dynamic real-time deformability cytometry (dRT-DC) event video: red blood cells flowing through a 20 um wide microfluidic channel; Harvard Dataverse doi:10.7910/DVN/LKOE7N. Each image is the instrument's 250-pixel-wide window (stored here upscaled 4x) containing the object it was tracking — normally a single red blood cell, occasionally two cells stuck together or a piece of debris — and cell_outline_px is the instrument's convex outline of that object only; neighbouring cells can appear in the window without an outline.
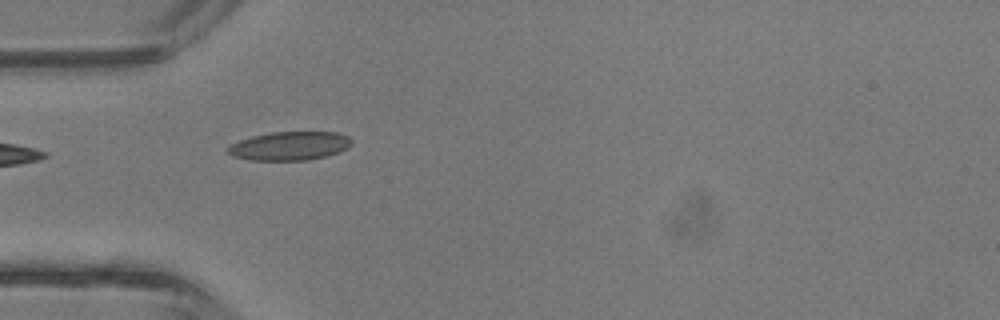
{"species": "common noctule bat (a hibernating species)", "species_latin": "Nyctalus noctula", "temperature_condition": "room temperature", "stored_images_in_passage": 10, "camera_frame_rate_fps": 3000, "um_per_image_px": 0.085, "animal": {"sex": "male", "body_mass_g": 13.3}, "frame": {"image": 1, "passage_image": 1, "time_ms": 0.0, "image_size_px": [1000, 320], "cell_outline_px": [[352, 144], [348, 148], [340, 152], [328, 156], [308, 160], [252, 160], [232, 156], [224, 148], [240, 140], [252, 136], [272, 132], [336, 132], [348, 136], [352, 140]], "centroid_in_image_um": [24.64, 12.4], "position_along_channel_um": 60.4, "area_um2": 20.81}}
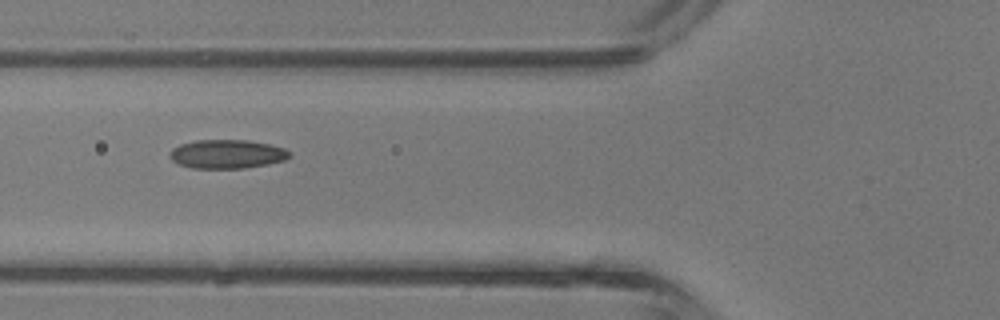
{"frame": {"image": 2, "passage_image": 4, "time_ms": 1.0, "image_size_px": [1000, 320], "cell_outline_px": [[292, 156], [284, 160], [268, 164], [244, 168], [192, 168], [180, 164], [172, 160], [168, 156], [168, 152], [172, 148], [180, 144], [196, 140], [248, 140], [268, 144], [284, 148], [292, 152]], "centroid_in_image_um": [19.29, 13.09], "position_along_channel_um": 106.5, "area_um2": 20.23}}
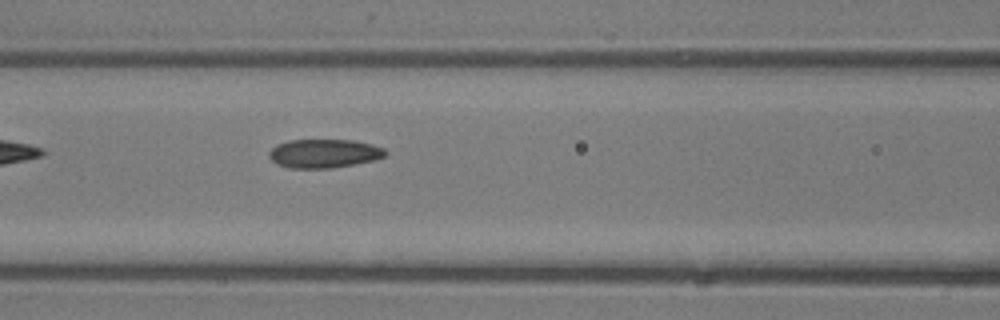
{"frame": {"image": 3, "passage_image": 6, "time_ms": 1.667, "image_size_px": [1000, 320], "cell_outline_px": [[388, 152], [384, 156], [372, 160], [332, 168], [288, 168], [276, 164], [268, 156], [268, 152], [276, 144], [288, 140], [356, 140], [372, 144], [384, 148]], "centroid_in_image_um": [27.51, 13.04], "position_along_channel_um": 139.1, "area_um2": 19.54}}